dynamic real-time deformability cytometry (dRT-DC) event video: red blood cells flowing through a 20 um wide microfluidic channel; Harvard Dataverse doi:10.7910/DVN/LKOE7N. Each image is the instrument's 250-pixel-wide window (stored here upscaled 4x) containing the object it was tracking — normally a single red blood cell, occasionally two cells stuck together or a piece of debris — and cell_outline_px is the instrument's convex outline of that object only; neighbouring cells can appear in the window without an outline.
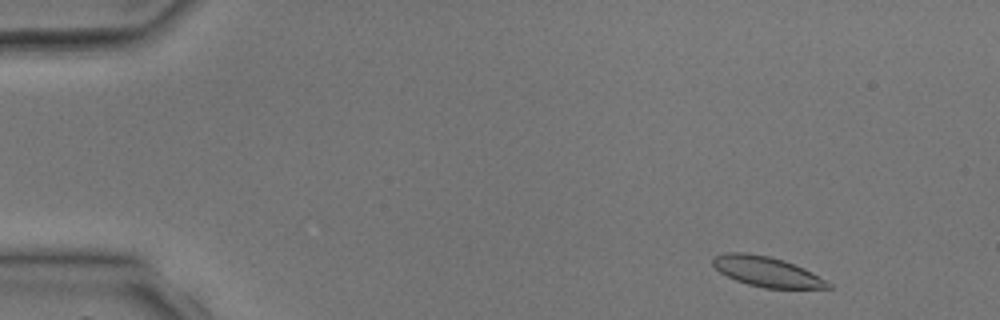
{"species": "common noctule bat (a hibernating species)", "species_latin": "Nyctalus noctula", "temperature_condition": "room temperature", "stored_images_in_passage": 3, "camera_frame_rate_fps": 3000, "um_per_image_px": 0.085, "animal": {"sex": "male", "body_mass_g": 17.9, "forearm_length_mm": 54.2}, "frame": {"image": 1, "passage_image": 1, "time_ms": 0.0, "image_size_px": [1000, 320], "cell_outline_px": [[832, 288], [764, 288], [748, 284], [736, 280], [720, 272], [712, 264], [712, 256], [728, 252], [744, 252], [768, 256], [784, 260], [804, 268], [812, 272], [832, 284]], "centroid_in_image_um": [65.17, 23.08], "position_along_channel_um": 19.8, "area_um2": 20.11}}
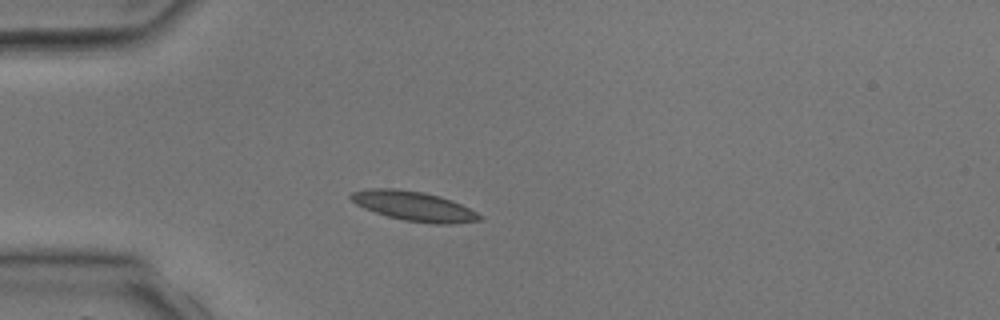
{"frame": {"image": 2, "passage_image": 3, "time_ms": 2.333, "image_size_px": [1000, 320], "cell_outline_px": [[484, 216], [480, 220], [448, 224], [436, 224], [404, 220], [388, 216], [364, 208], [356, 204], [348, 196], [352, 192], [368, 188], [396, 188], [424, 192], [440, 196], [452, 200]], "centroid_in_image_um": [35.17, 17.51], "position_along_channel_um": 49.8, "area_um2": 22.08}}